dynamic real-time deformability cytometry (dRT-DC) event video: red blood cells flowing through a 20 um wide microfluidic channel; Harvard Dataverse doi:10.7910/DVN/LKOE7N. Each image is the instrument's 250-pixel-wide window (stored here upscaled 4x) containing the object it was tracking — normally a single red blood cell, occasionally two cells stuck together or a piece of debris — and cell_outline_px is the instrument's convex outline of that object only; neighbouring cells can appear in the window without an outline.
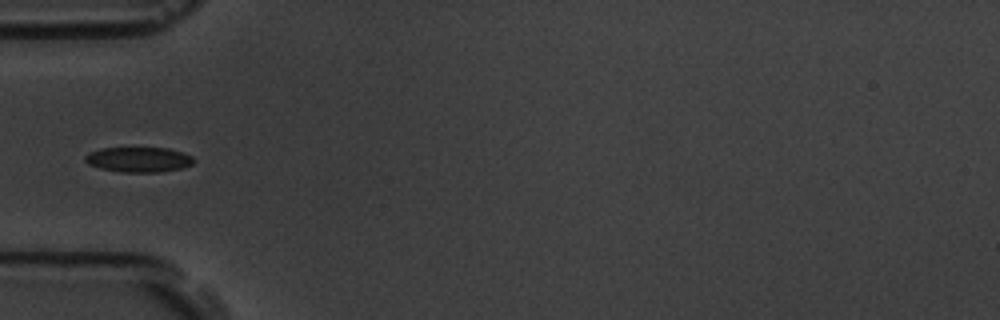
{"species": "common noctule bat (a hibernating species)", "species_latin": "Nyctalus noctula", "temperature_condition": "room temperature", "stored_images_in_passage": 7, "segment_of_instrument_passage": [2, 2], "camera_frame_rate_fps": 3000, "um_per_image_px": 0.085, "animal": {"sex": "male", "body_mass_g": 19.5, "forearm_length_mm": 54.6}, "frame": {"image": 1, "passage_image": 6, "time_ms": 6.0, "image_size_px": [1000, 320], "cell_outline_px": [[196, 160], [192, 164], [180, 168], [160, 172], [120, 172], [100, 168], [88, 164], [84, 160], [84, 156], [88, 152], [100, 148], [168, 148], [192, 156]], "centroid_in_image_um": [11.75, 13.56], "position_along_channel_um": 73.3, "area_um2": 15.9}}
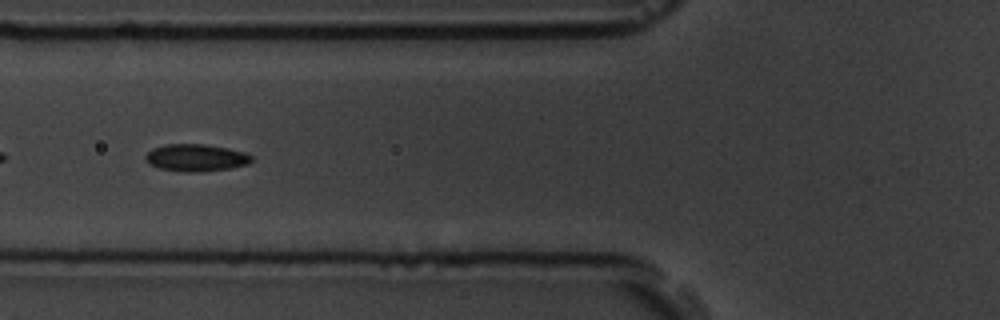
{"frame": {"image": 2, "passage_image": 7, "time_ms": 7.0, "image_size_px": [1000, 320], "cell_outline_px": [[252, 160], [248, 164], [232, 168], [196, 172], [184, 172], [160, 168], [148, 164], [144, 156], [152, 148], [164, 144], [204, 144], [228, 148], [244, 152], [252, 156]], "centroid_in_image_um": [16.64, 13.4], "position_along_channel_um": 109.2, "area_um2": 16.88}}